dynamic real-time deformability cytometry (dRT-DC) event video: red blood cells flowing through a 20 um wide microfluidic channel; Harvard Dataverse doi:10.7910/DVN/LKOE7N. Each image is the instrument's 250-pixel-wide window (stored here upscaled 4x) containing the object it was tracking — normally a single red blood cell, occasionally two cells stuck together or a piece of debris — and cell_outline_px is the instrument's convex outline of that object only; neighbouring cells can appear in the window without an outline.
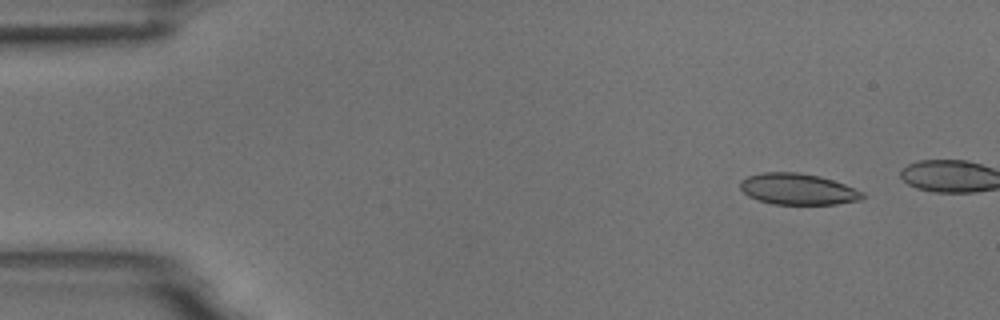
{"species": "common noctule bat (a hibernating species)", "species_latin": "Nyctalus noctula", "temperature_condition": "room temperature", "stored_images_in_passage": 4, "camera_frame_rate_fps": 3000, "um_per_image_px": 0.085, "animal": {"sex": "male", "body_mass_g": 18.8}, "frame": {"image": 1, "passage_image": 1, "time_ms": 0.0, "image_size_px": [1000, 320], "cell_outline_px": [[864, 196], [860, 200], [836, 204], [772, 204], [748, 196], [740, 188], [740, 180], [748, 176], [764, 172], [796, 172], [820, 176], [844, 184], [864, 192]], "centroid_in_image_um": [67.81, 16.07], "position_along_channel_um": 17.2, "area_um2": 22.14}}